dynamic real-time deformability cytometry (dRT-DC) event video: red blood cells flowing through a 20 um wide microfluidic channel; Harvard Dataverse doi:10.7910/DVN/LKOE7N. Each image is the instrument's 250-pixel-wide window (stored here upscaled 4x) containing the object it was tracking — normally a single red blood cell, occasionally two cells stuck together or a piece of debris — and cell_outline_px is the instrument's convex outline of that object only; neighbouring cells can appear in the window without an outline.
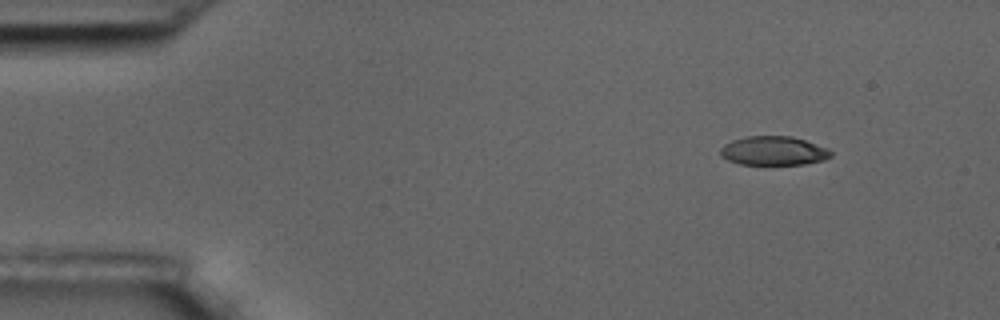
{"species": "common noctule bat (a hibernating species)", "species_latin": "Nyctalus noctula", "temperature_condition": "room temperature", "stored_images_in_passage": 3, "camera_frame_rate_fps": 3000, "um_per_image_px": 0.085, "animal": {"sex": "male", "body_mass_g": 17.5, "forearm_length_mm": 52.3}, "frame": {"image": 1, "passage_image": 1, "time_ms": 0.0, "image_size_px": [1000, 320], "cell_outline_px": [[832, 156], [824, 160], [804, 164], [740, 164], [728, 160], [720, 156], [720, 148], [724, 144], [732, 140], [748, 136], [792, 136], [828, 148], [832, 152]], "centroid_in_image_um": [65.74, 12.82], "position_along_channel_um": 19.3, "area_um2": 18.67}}
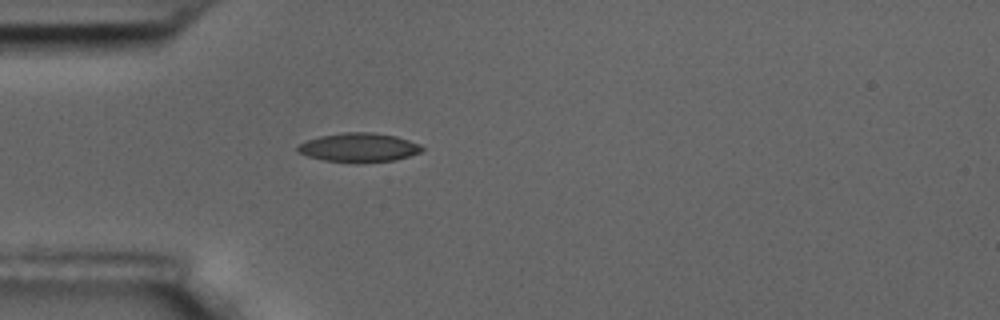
{"frame": {"image": 2, "passage_image": 3, "time_ms": 0.667, "image_size_px": [1000, 320], "cell_outline_px": [[424, 148], [420, 152], [396, 160], [356, 164], [324, 160], [308, 156], [296, 152], [296, 144], [320, 136], [344, 132], [372, 132], [396, 136], [420, 144]], "centroid_in_image_um": [30.47, 12.55], "position_along_channel_um": 54.5, "area_um2": 21.33}}